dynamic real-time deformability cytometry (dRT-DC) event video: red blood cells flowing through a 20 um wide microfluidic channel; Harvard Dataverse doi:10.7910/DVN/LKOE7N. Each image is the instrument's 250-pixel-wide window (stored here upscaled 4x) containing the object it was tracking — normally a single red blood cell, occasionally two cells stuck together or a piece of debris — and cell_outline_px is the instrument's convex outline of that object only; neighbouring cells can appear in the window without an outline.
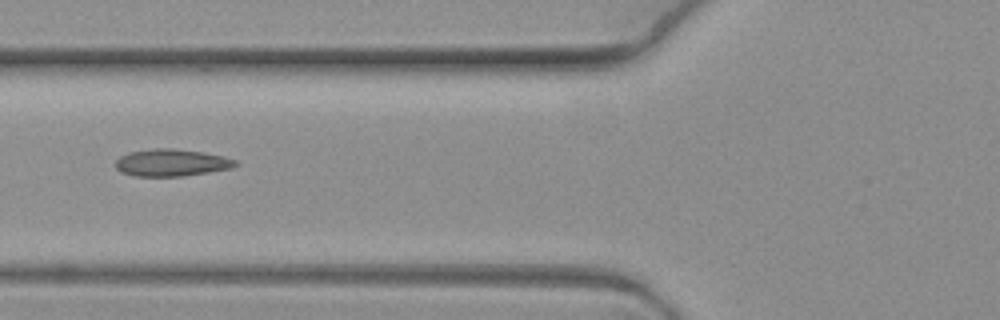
{"species": "common noctule bat (a hibernating species)", "species_latin": "Nyctalus noctula", "temperature_condition": "warm", "stored_images_in_passage": 5, "camera_frame_rate_fps": 3000, "um_per_image_px": 0.085, "animal": {"sex": "female", "body_mass_g": 19.3, "forearm_length_mm": 54.1}, "frame": {"image": 1, "passage_image": 4, "time_ms": 1.0, "image_size_px": [1000, 320], "cell_outline_px": [[240, 164], [232, 168], [184, 176], [136, 176], [120, 172], [116, 168], [116, 160], [120, 156], [128, 152], [152, 148], [172, 148], [204, 152], [224, 156], [236, 160]], "centroid_in_image_um": [14.59, 13.82], "position_along_channel_um": 111.2, "area_um2": 19.13}}